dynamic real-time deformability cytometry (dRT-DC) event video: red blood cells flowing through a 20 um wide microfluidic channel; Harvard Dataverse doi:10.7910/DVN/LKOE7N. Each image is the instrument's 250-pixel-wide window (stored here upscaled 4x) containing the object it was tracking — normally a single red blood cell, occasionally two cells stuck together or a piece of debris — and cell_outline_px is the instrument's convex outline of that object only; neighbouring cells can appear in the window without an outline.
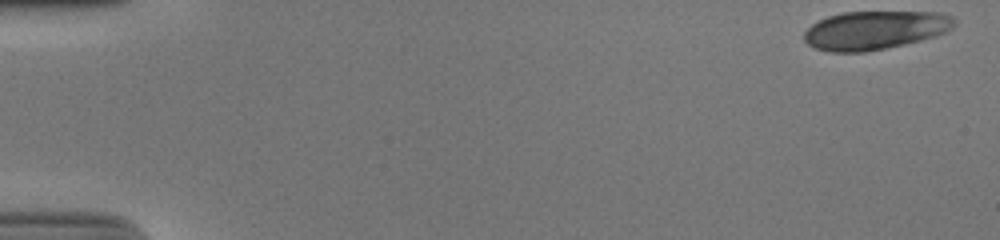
{"species": "human", "species_latin": "Homo sapiens", "temperature_condition": "cold", "stored_images_in_passage": 53, "camera_frame_rate_fps": 3000, "um_per_image_px": 0.085, "donor": {"sex": "male"}, "frame": {"image": 1, "passage_image": 1, "time_ms": 0.0, "image_size_px": [1000, 240], "cell_outline_px": [[956, 24], [952, 28], [944, 32], [920, 40], [888, 48], [864, 52], [828, 52], [816, 48], [808, 44], [804, 40], [804, 32], [812, 24], [828, 16], [840, 12], [940, 12], [952, 16], [956, 20]], "centroid_in_image_um": [74.36, 2.56], "position_along_channel_um": 10.6, "area_um2": 33.76}}
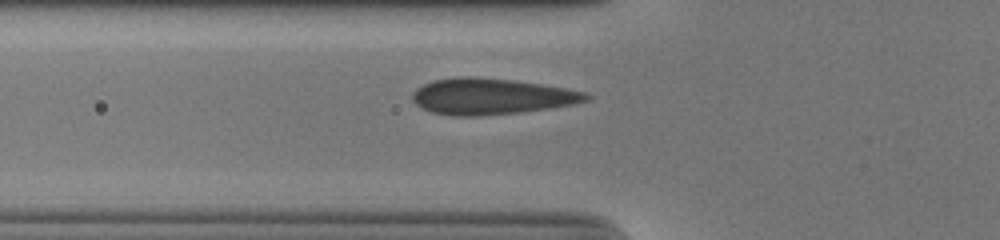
{"frame": {"image": 2, "passage_image": 19, "time_ms": 6.0, "image_size_px": [1000, 240], "cell_outline_px": [[592, 96], [588, 100], [572, 104], [548, 108], [520, 112], [480, 116], [456, 116], [432, 112], [416, 104], [412, 100], [412, 92], [416, 88], [432, 80], [456, 76], [468, 76], [512, 80], [540, 84], [564, 88], [584, 92]], "centroid_in_image_um": [41.71, 8.19], "position_along_channel_um": 84.1, "area_um2": 36.36}}
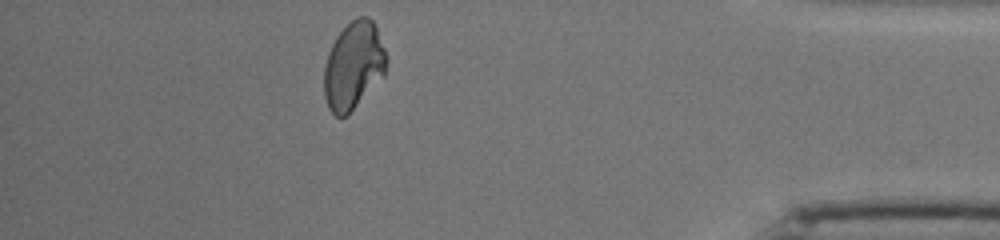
{"frame": {"image": 3, "passage_image": 47, "time_ms": 15.333, "image_size_px": [1000, 240], "cell_outline_px": [[388, 60], [384, 76], [348, 116], [336, 116], [328, 108], [324, 96], [324, 68], [328, 52], [336, 36], [356, 16], [368, 16], [372, 20], [376, 28], [384, 48]], "centroid_in_image_um": [30.05, 5.6], "position_along_channel_um": 405.2, "area_um2": 32.02}, "authors_computed_cell_mechanics": {"area_um2": 34.1598, "velocity_mm_per_s": 3.8558, "shape_relaxation_time_tau1_ms": null, "shape_relaxation_time_tau2_ms": 0.6184, "deformation_change_tau1": null, "deformation_change_tau2": 0.0334}}